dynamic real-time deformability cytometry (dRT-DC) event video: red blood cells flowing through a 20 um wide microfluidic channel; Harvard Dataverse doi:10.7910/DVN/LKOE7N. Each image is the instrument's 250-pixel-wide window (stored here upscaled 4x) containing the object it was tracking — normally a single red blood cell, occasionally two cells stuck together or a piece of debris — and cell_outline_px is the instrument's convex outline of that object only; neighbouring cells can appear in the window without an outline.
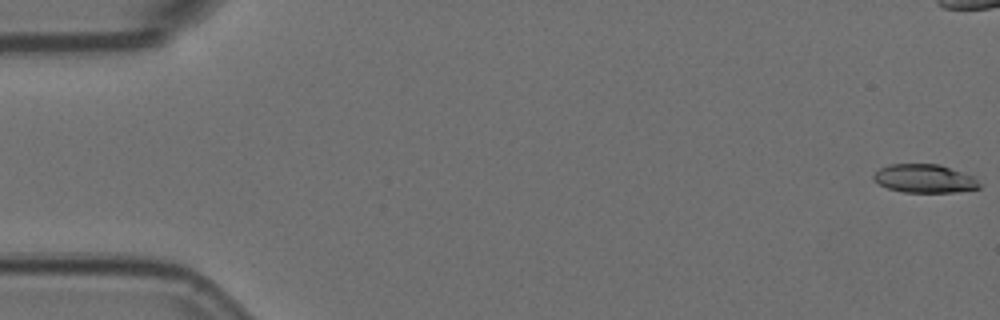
{"species": "Egyptian fruit bat (a non-hibernating species)", "species_latin": "Rousettus aegyptiacus", "temperature_condition": "room temperature", "stored_images_in_passage": 5, "camera_frame_rate_fps": 3000, "um_per_image_px": 0.085, "animal": {"sex": "female"}, "frame": {"image": 1, "passage_image": 1, "time_ms": 0.0, "image_size_px": [1000, 320], "cell_outline_px": [[980, 188], [952, 192], [904, 192], [888, 188], [880, 184], [872, 176], [880, 168], [888, 164], [940, 164], [976, 176], [980, 184]], "centroid_in_image_um": [78.63, 15.16], "position_along_channel_um": 6.4, "area_um2": 17.57}}
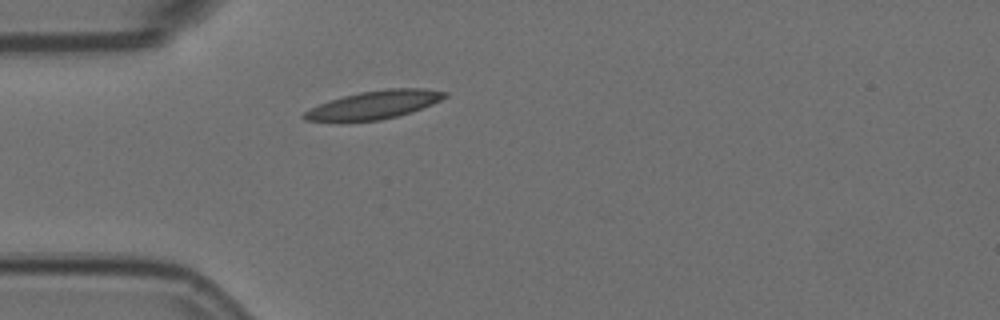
{"frame": {"image": 2, "passage_image": 5, "time_ms": 1.333, "image_size_px": [1000, 320], "cell_outline_px": [[448, 96], [432, 104], [412, 112], [380, 120], [304, 120], [300, 116], [304, 112], [328, 100], [360, 92], [388, 88], [428, 88], [448, 92]], "centroid_in_image_um": [31.87, 8.88], "position_along_channel_um": 53.1, "area_um2": 22.77}}